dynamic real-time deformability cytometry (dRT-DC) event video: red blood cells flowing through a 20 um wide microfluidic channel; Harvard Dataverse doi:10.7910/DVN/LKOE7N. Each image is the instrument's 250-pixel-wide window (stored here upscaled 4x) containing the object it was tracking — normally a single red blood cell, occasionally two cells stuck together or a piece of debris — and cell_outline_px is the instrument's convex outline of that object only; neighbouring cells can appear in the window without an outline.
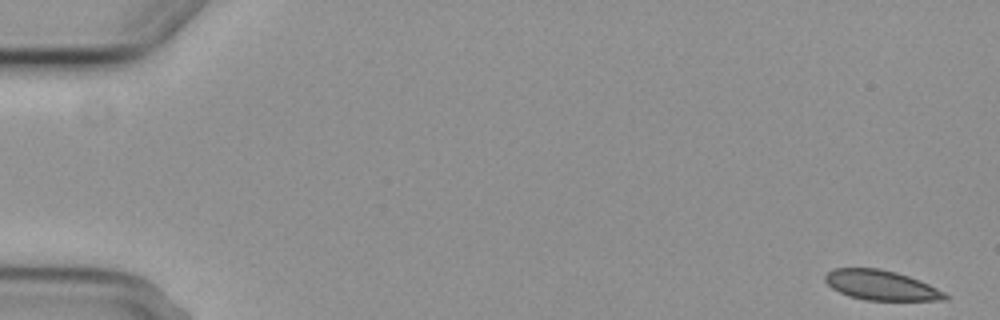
{"species": "common noctule bat (a hibernating species)", "species_latin": "Nyctalus noctula", "temperature_condition": "cold", "stored_images_in_passage": 6, "camera_frame_rate_fps": 3000, "um_per_image_px": 0.085, "animal": {"sex": "female", "body_mass_g": 29.2, "forearm_length_mm": 56.3}, "frame": {"image": 1, "passage_image": 1, "time_ms": 0.0, "image_size_px": [1000, 320], "cell_outline_px": [[948, 300], [864, 300], [848, 296], [832, 288], [824, 280], [824, 276], [832, 268], [880, 268], [896, 272], [920, 280], [944, 292], [948, 296]], "centroid_in_image_um": [74.87, 24.24], "position_along_channel_um": 10.1, "area_um2": 20.87}}